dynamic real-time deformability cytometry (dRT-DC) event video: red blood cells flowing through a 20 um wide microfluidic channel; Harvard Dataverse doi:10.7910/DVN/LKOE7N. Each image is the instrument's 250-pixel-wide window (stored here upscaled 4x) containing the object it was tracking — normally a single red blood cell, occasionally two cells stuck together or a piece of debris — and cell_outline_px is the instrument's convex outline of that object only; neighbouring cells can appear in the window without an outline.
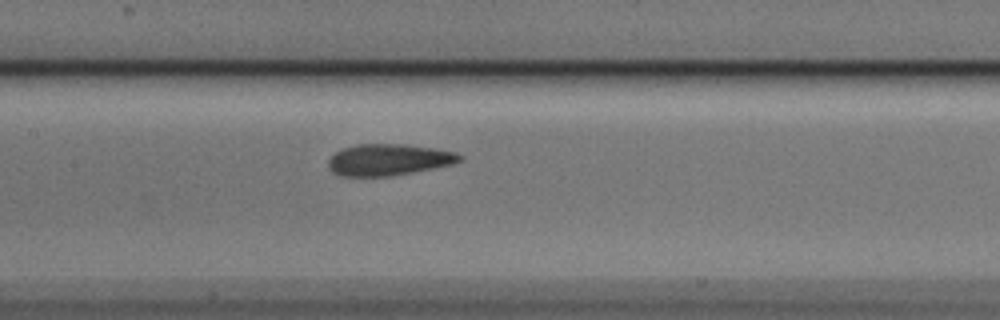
{"species": "Egyptian fruit bat (a non-hibernating species)", "species_latin": "Rousettus aegyptiacus", "temperature_condition": "cold", "stored_images_in_passage": 6, "segment_of_instrument_passage": [1, 2], "camera_frame_rate_fps": 3000, "um_per_image_px": 0.085, "animal": {"sex": "male"}, "frame": {"image": 1, "passage_image": 5, "time_ms": 1.333, "image_size_px": [1000, 320], "cell_outline_px": [[464, 160], [452, 164], [392, 176], [340, 176], [332, 172], [328, 168], [328, 160], [336, 152], [344, 148], [356, 144], [404, 144], [436, 148], [456, 152], [464, 156]], "centroid_in_image_um": [33.05, 13.57], "position_along_channel_um": 174.3, "area_um2": 24.22}}